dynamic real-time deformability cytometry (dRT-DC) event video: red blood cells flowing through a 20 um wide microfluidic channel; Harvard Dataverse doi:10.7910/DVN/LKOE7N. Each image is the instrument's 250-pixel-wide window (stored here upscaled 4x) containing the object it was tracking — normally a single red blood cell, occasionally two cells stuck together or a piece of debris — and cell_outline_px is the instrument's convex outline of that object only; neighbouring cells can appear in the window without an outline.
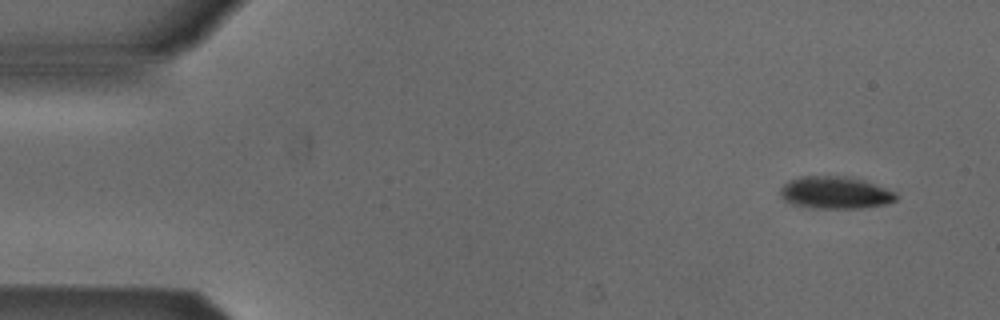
{"species": "Egyptian fruit bat (a non-hibernating species)", "species_latin": "Rousettus aegyptiacus", "temperature_condition": "cold", "stored_images_in_passage": 47, "camera_frame_rate_fps": 3000, "um_per_image_px": 0.085, "animal": {"sex": "male"}, "frame": {"image": 1, "passage_image": 1, "time_ms": 0.0, "image_size_px": [1000, 320], "cell_outline_px": [[896, 200], [884, 204], [864, 208], [812, 208], [792, 204], [784, 200], [780, 196], [780, 188], [788, 180], [804, 176], [844, 176], [860, 180], [896, 192]], "centroid_in_image_um": [70.93, 16.38], "position_along_channel_um": 14.1, "area_um2": 21.56}}
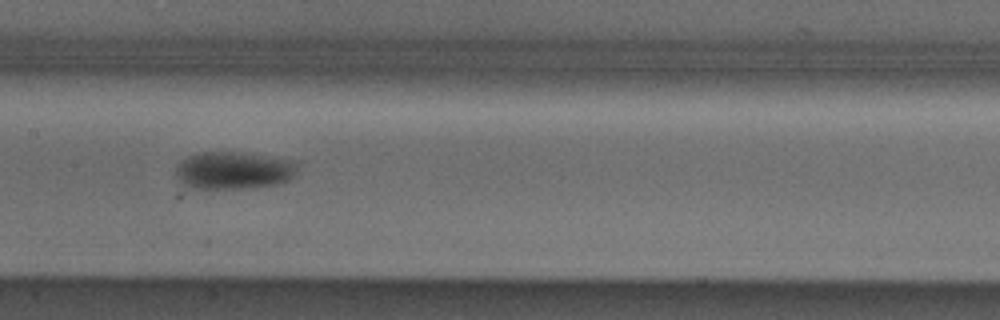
{"frame": {"image": 2, "passage_image": 23, "time_ms": 7.333, "image_size_px": [1000, 320], "cell_outline_px": [[296, 168], [292, 180], [276, 184], [240, 188], [192, 188], [184, 184], [176, 176], [176, 168], [180, 160], [188, 156], [200, 152], [232, 152], [296, 160]], "centroid_in_image_um": [19.85, 14.48], "position_along_channel_um": 187.6, "area_um2": 26.3}}
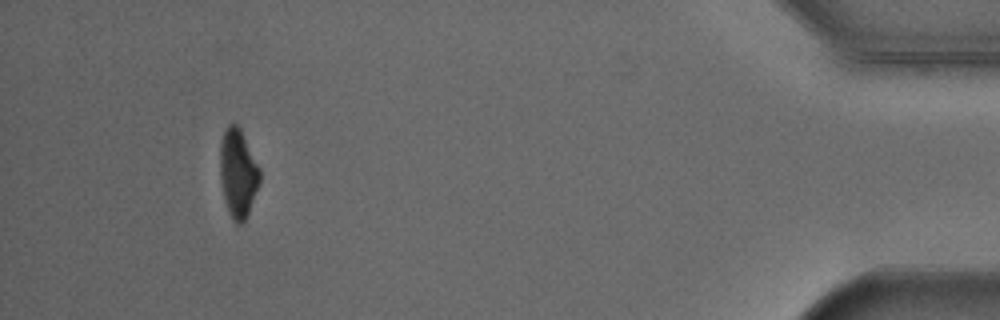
{"frame": {"image": 3, "passage_image": 46, "time_ms": 15.0, "image_size_px": [1000, 320], "cell_outline_px": [[260, 184], [248, 212], [244, 220], [240, 224], [236, 224], [232, 220], [228, 212], [224, 200], [220, 180], [220, 144], [224, 132], [228, 124], [236, 124], [240, 128], [260, 168]], "centroid_in_image_um": [20.22, 14.74], "position_along_channel_um": 415.0, "area_um2": 20.52}}